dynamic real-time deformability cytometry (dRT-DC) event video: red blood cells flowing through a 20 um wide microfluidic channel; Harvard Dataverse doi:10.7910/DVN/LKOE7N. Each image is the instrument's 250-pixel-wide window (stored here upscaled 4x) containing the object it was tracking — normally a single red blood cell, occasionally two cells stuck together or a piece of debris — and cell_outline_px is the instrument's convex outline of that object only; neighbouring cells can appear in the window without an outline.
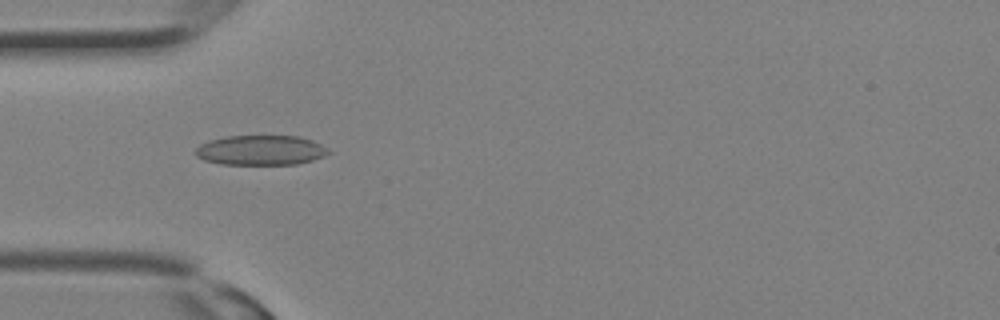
{"species": "Egyptian fruit bat (a non-hibernating species)", "species_latin": "Rousettus aegyptiacus", "temperature_condition": "room temperature", "stored_images_in_passage": 15, "camera_frame_rate_fps": 3000, "um_per_image_px": 0.085, "animal": {"sex": "female"}, "frame": {"image": 1, "passage_image": 4, "time_ms": 1.0, "image_size_px": [1000, 320], "cell_outline_px": [[332, 152], [324, 156], [312, 160], [296, 164], [220, 164], [204, 160], [196, 156], [192, 152], [200, 144], [208, 140], [228, 136], [300, 136], [312, 140], [320, 144]], "centroid_in_image_um": [22.13, 12.76], "position_along_channel_um": 62.9, "area_um2": 23.24}}
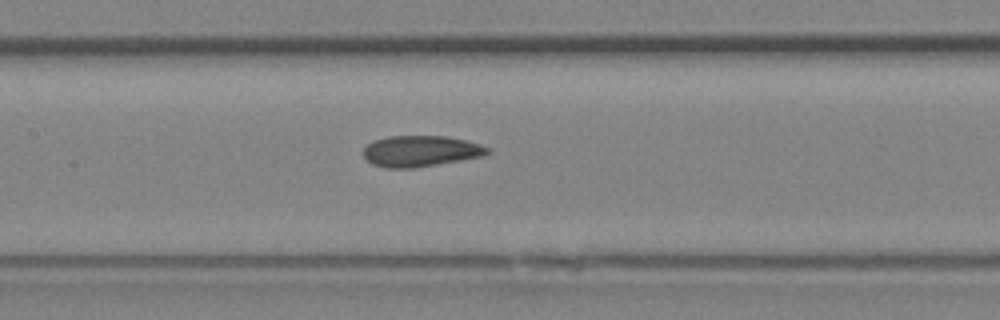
{"frame": {"image": 2, "passage_image": 9, "time_ms": 2.667, "image_size_px": [1000, 320], "cell_outline_px": [[492, 152], [480, 156], [460, 160], [412, 168], [384, 168], [372, 164], [364, 156], [364, 148], [368, 144], [376, 140], [388, 136], [444, 136], [464, 140], [480, 144], [492, 148]], "centroid_in_image_um": [35.76, 12.84], "position_along_channel_um": 171.6, "area_um2": 22.25}}
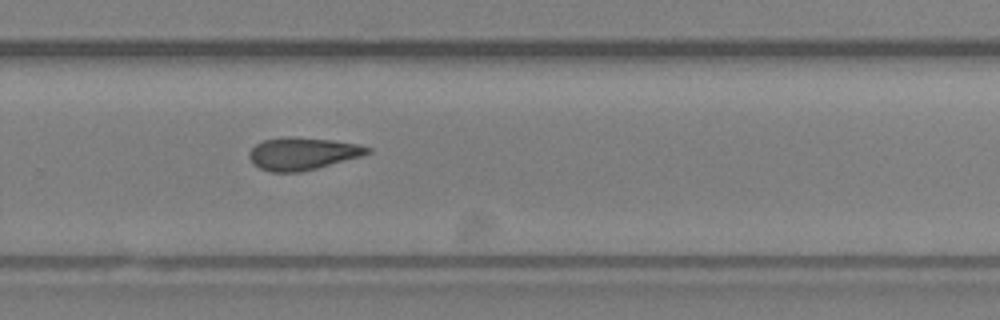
{"frame": {"image": 3, "passage_image": 15, "time_ms": 4.667, "image_size_px": [1000, 320], "cell_outline_px": [[372, 152], [360, 156], [316, 168], [300, 172], [272, 172], [260, 168], [252, 164], [248, 156], [248, 152], [256, 144], [264, 140], [288, 136], [332, 140], [360, 144], [372, 148]], "centroid_in_image_um": [25.7, 13.05], "position_along_channel_um": 304.1, "area_um2": 22.31}}